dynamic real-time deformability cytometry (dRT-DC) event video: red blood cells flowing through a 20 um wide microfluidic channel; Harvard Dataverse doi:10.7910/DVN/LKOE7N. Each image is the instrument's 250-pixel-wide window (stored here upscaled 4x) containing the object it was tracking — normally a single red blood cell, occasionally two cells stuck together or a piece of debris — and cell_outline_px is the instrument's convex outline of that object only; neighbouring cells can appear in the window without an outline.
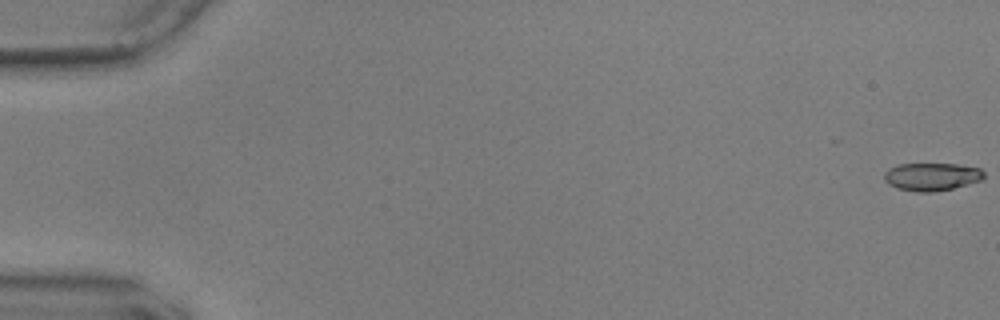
{"species": "common noctule bat (a hibernating species)", "species_latin": "Nyctalus noctula", "temperature_condition": "warm", "stored_images_in_passage": 30, "camera_frame_rate_fps": 3000, "um_per_image_px": 0.085, "animal": {"sex": "male", "body_mass_g": 17.9, "forearm_length_mm": 54.2}, "frame": {"image": 1, "passage_image": 1, "time_ms": 0.0, "image_size_px": [1000, 320], "cell_outline_px": [[984, 180], [952, 188], [932, 192], [916, 192], [896, 188], [888, 184], [884, 180], [884, 172], [888, 168], [900, 164], [956, 164], [980, 168], [984, 172]], "centroid_in_image_um": [79.19, 15.02], "position_along_channel_um": 5.8, "area_um2": 16.3}}
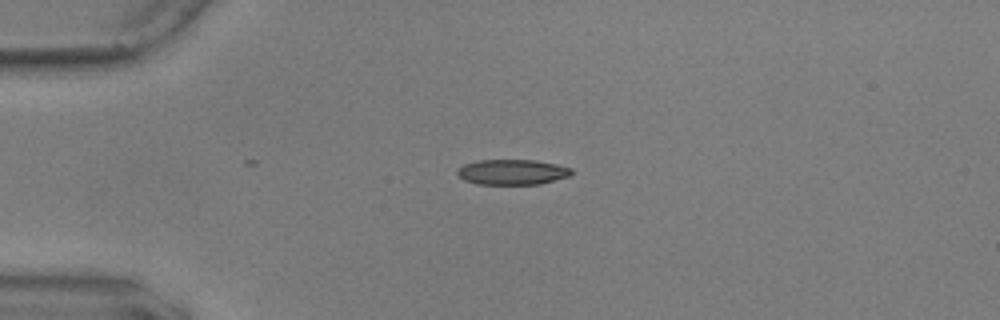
{"frame": {"image": 2, "passage_image": 15, "time_ms": 4.667, "image_size_px": [1000, 320], "cell_outline_px": [[572, 176], [540, 184], [476, 184], [464, 180], [456, 172], [456, 168], [464, 164], [476, 160], [536, 160], [556, 164], [572, 168]], "centroid_in_image_um": [43.54, 14.62], "position_along_channel_um": 41.5, "area_um2": 17.05}}
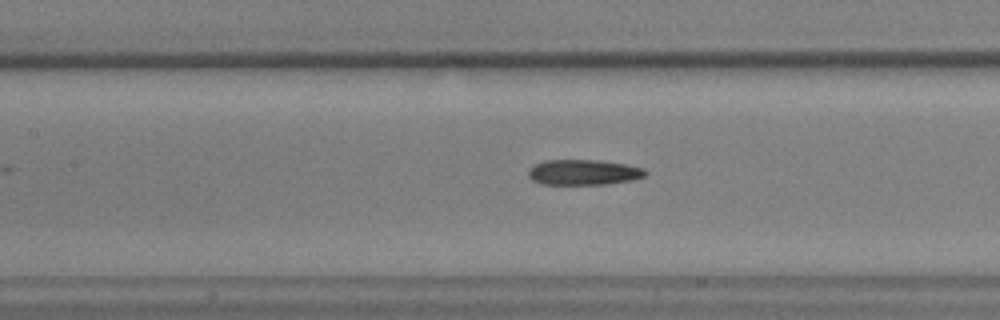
{"frame": {"image": 3, "passage_image": 27, "time_ms": 8.667, "image_size_px": [1000, 320], "cell_outline_px": [[648, 172], [644, 176], [632, 180], [604, 184], [540, 184], [532, 180], [528, 176], [528, 168], [532, 164], [544, 160], [600, 160], [624, 164], [644, 168]], "centroid_in_image_um": [49.55, 14.64], "position_along_channel_um": 157.9, "area_um2": 17.46}}